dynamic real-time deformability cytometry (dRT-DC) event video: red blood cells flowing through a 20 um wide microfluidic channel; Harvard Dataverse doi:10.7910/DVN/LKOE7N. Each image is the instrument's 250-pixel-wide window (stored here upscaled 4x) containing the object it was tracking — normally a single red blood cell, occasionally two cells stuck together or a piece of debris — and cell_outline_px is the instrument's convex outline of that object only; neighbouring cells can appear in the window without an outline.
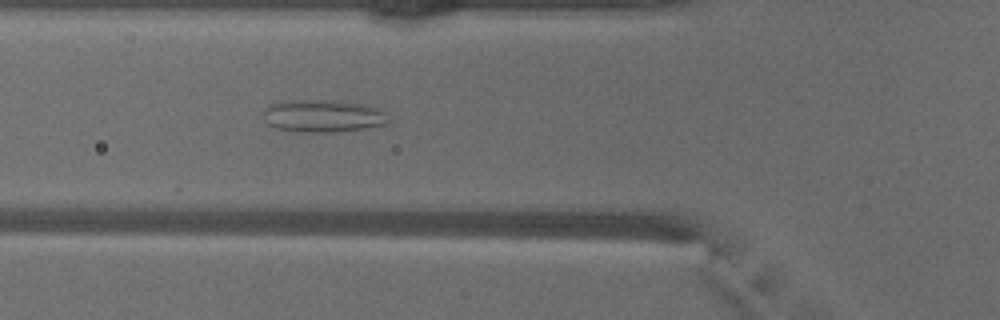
{"species": "common noctule bat (a hibernating species)", "species_latin": "Nyctalus noctula", "temperature_condition": "warm", "stored_images_in_passage": 21, "camera_frame_rate_fps": 3000, "um_per_image_px": 0.085, "animal": {"sex": "male", "body_mass_g": 18.8}, "frame": {"image": 1, "passage_image": 15, "time_ms": 4.667, "image_size_px": [1000, 320], "cell_outline_px": [[392, 120], [388, 124], [368, 128], [336, 132], [296, 132], [276, 128], [268, 124], [264, 112], [264, 108], [268, 104], [284, 100], [336, 100], [364, 104], [384, 108], [388, 112]], "centroid_in_image_um": [27.56, 9.85], "position_along_channel_um": 98.2, "area_um2": 24.51}}